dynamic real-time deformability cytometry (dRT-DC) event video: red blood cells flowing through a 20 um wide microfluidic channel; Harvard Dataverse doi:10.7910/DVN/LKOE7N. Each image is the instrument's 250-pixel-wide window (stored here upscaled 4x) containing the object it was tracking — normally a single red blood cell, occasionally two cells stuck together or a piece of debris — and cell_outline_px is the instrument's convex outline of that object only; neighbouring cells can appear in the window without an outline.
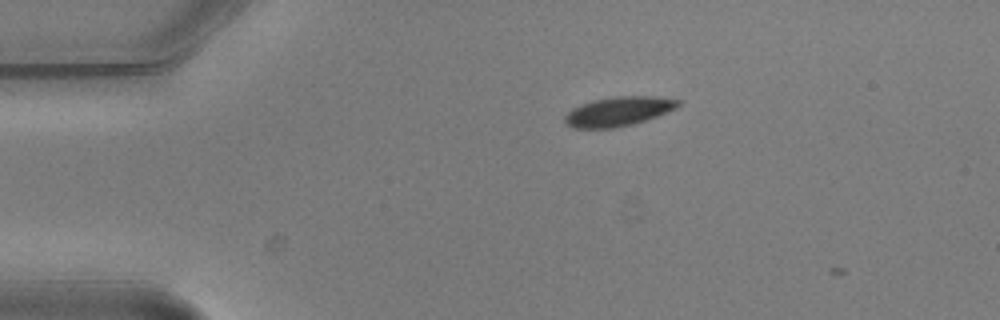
{"species": "common noctule bat (a hibernating species)", "species_latin": "Nyctalus noctula", "temperature_condition": "warm", "stored_images_in_passage": 1, "camera_frame_rate_fps": 3000, "um_per_image_px": 0.085, "animal": {"sex": "male", "body_mass_g": 20.5, "forearm_length_mm": 52.5}, "frame": {"image": 1, "passage_image": 1, "time_ms": 0.0, "image_size_px": [1000, 320], "cell_outline_px": [[680, 104], [676, 108], [656, 116], [632, 124], [612, 128], [572, 128], [564, 120], [564, 116], [572, 108], [580, 104], [592, 100], [616, 96], [656, 96], [680, 100]], "centroid_in_image_um": [52.54, 9.46], "position_along_channel_um": 32.5, "area_um2": 19.25}}